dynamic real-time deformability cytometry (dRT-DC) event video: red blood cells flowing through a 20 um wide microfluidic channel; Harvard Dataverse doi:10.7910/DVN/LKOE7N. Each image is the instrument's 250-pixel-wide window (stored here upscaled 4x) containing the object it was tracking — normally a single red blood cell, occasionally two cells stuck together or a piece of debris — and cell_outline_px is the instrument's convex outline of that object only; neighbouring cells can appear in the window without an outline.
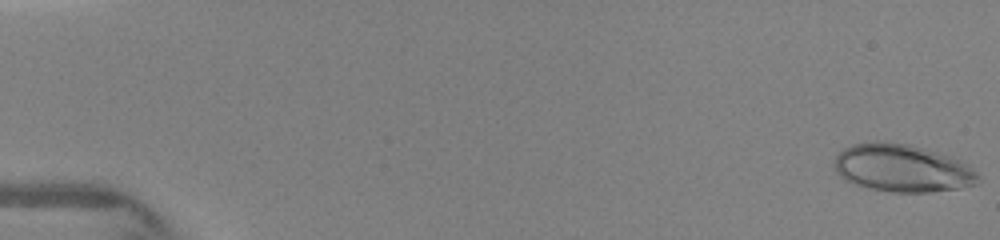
{"species": "human", "species_latin": "Homo sapiens", "temperature_condition": "warm", "stored_images_in_passage": 18, "camera_frame_rate_fps": 3000, "um_per_image_px": 0.085, "donor": {"sex": "female"}, "frame": {"image": 1, "passage_image": 1, "time_ms": 0.0, "image_size_px": [1000, 240], "cell_outline_px": [[980, 184], [960, 188], [932, 192], [892, 192], [872, 188], [856, 184], [844, 180], [836, 172], [832, 164], [836, 156], [844, 148], [852, 144], [876, 140], [908, 144], [924, 148], [960, 160], [968, 164], [980, 176]], "centroid_in_image_um": [76.7, 14.29], "position_along_channel_um": 8.3, "area_um2": 40.23}}
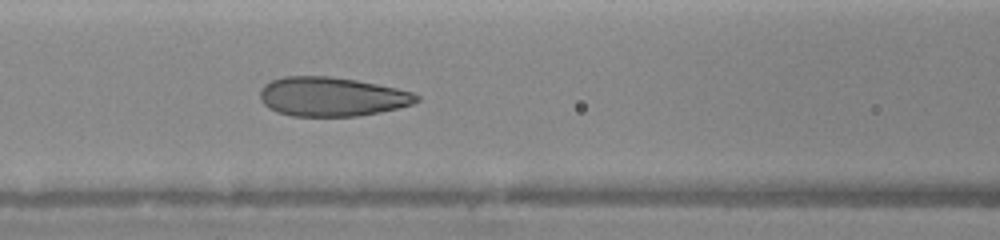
{"frame": {"image": 2, "passage_image": 13, "time_ms": 6.667, "image_size_px": [1000, 240], "cell_outline_px": [[420, 100], [412, 104], [380, 112], [356, 116], [292, 116], [276, 112], [268, 108], [260, 100], [260, 88], [264, 84], [272, 80], [284, 76], [328, 76], [356, 80], [396, 88], [412, 92], [420, 96]], "centroid_in_image_um": [28.17, 8.22], "position_along_channel_um": 138.4, "area_um2": 35.78}}
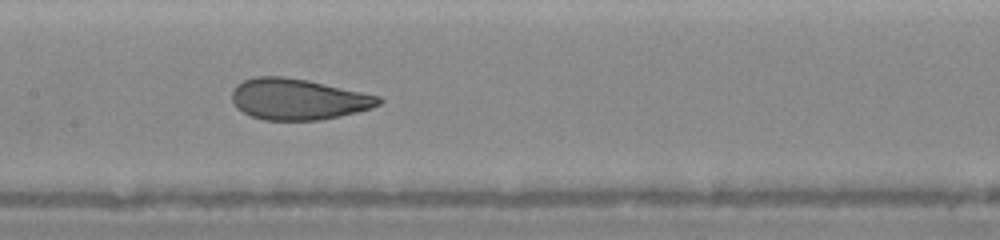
{"frame": {"image": 3, "passage_image": 17, "time_ms": 7.667, "image_size_px": [1000, 240], "cell_outline_px": [[384, 100], [380, 104], [372, 108], [340, 116], [320, 120], [264, 120], [252, 116], [236, 108], [232, 100], [232, 92], [236, 84], [244, 80], [256, 76], [284, 76], [308, 80], [380, 96]], "centroid_in_image_um": [25.33, 8.43], "position_along_channel_um": 182.1, "area_um2": 35.2}}